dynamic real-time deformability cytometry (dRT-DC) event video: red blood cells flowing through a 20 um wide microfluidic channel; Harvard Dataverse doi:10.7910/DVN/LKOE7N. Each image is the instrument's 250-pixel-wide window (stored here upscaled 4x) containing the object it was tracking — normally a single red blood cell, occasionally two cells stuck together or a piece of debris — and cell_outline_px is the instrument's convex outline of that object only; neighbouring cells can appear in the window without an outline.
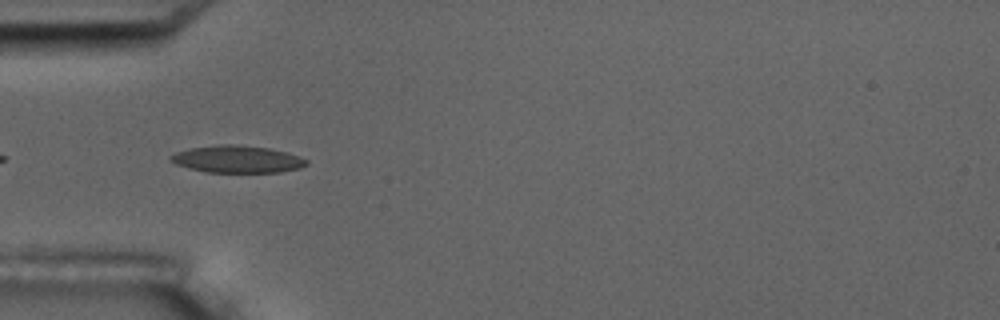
{"species": "common noctule bat (a hibernating species)", "species_latin": "Nyctalus noctula", "temperature_condition": "room temperature", "stored_images_in_passage": 7, "camera_frame_rate_fps": 3000, "um_per_image_px": 0.085, "animal": {"sex": "male", "body_mass_g": 17.5, "forearm_length_mm": 52.3}, "frame": {"image": 1, "passage_image": 6, "time_ms": 5.667, "image_size_px": [1000, 320], "cell_outline_px": [[308, 164], [300, 168], [280, 172], [204, 172], [188, 168], [176, 164], [168, 160], [168, 156], [176, 152], [188, 148], [220, 144], [232, 144], [268, 148], [288, 152], [300, 156], [308, 160]], "centroid_in_image_um": [20.14, 13.53], "position_along_channel_um": 64.9, "area_um2": 21.73}}